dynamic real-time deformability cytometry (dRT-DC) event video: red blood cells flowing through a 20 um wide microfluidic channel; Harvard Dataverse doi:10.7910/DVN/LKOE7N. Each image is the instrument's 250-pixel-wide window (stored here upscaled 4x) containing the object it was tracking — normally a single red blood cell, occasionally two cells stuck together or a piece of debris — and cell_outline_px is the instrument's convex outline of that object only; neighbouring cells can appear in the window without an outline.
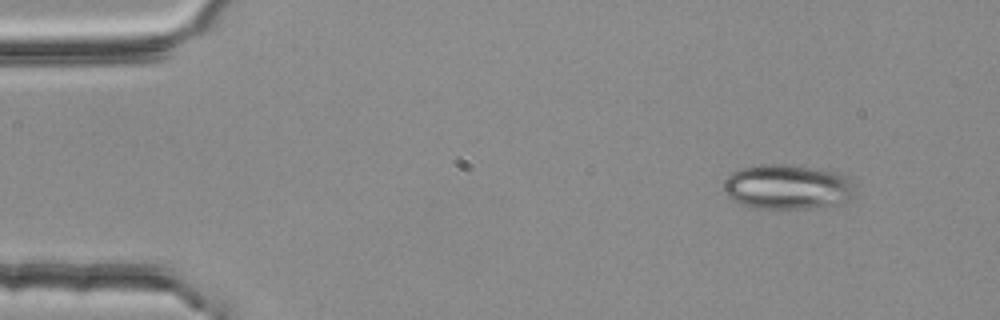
{"species": "common noctule bat (a hibernating species)", "species_latin": "Nyctalus noctula", "temperature_condition": "room temperature", "stored_images_in_passage": 49, "camera_frame_rate_fps": 3000, "um_per_image_px": 0.085, "animal": {"sex": "female", "body_mass_g": 25.1}, "frame": {"image": 1, "passage_image": 1, "time_ms": 0.0, "image_size_px": [1000, 320], "cell_outline_px": [[860, 196], [836, 204], [808, 208], [752, 208], [740, 204], [728, 196], [724, 192], [724, 180], [732, 172], [740, 168], [760, 164], [788, 164], [816, 168], [836, 172], [848, 176]], "centroid_in_image_um": [66.98, 15.88], "position_along_channel_um": 18.0, "area_um2": 34.8}}
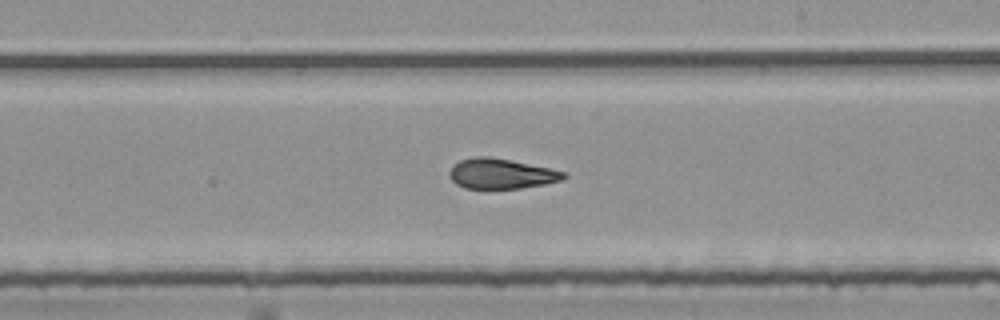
{"frame": {"image": 2, "passage_image": 27, "time_ms": 8.667, "image_size_px": [1000, 320], "cell_outline_px": [[568, 176], [560, 180], [544, 184], [520, 188], [464, 188], [456, 184], [448, 176], [448, 172], [452, 164], [460, 160], [472, 156], [488, 156], [548, 168], [564, 172]], "centroid_in_image_um": [42.52, 14.76], "position_along_channel_um": 246.5, "area_um2": 19.94}}
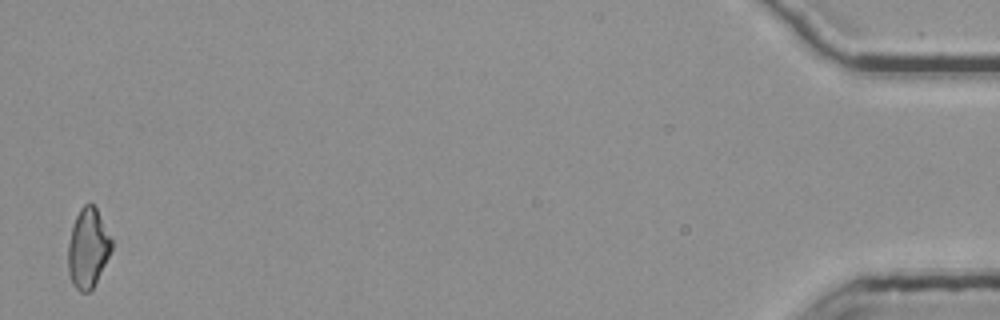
{"frame": {"image": 3, "passage_image": 49, "time_ms": 16.0, "image_size_px": [1000, 320], "cell_outline_px": [[112, 248], [92, 288], [88, 292], [80, 292], [72, 284], [68, 272], [68, 244], [72, 228], [76, 216], [80, 208], [84, 204], [92, 204], [96, 208], [112, 240]], "centroid_in_image_um": [7.45, 21.09], "position_along_channel_um": 427.8, "area_um2": 19.71}, "authors_computed_cell_mechanics": {"area_um2": 20.8658, "velocity_mm_per_s": 3.7775, "shape_relaxation_time_tau1_ms": null, "shape_relaxation_time_tau2_ms": 3.0995, "deformation_change_tau1": null, "deformation_change_tau2": 0.11}}